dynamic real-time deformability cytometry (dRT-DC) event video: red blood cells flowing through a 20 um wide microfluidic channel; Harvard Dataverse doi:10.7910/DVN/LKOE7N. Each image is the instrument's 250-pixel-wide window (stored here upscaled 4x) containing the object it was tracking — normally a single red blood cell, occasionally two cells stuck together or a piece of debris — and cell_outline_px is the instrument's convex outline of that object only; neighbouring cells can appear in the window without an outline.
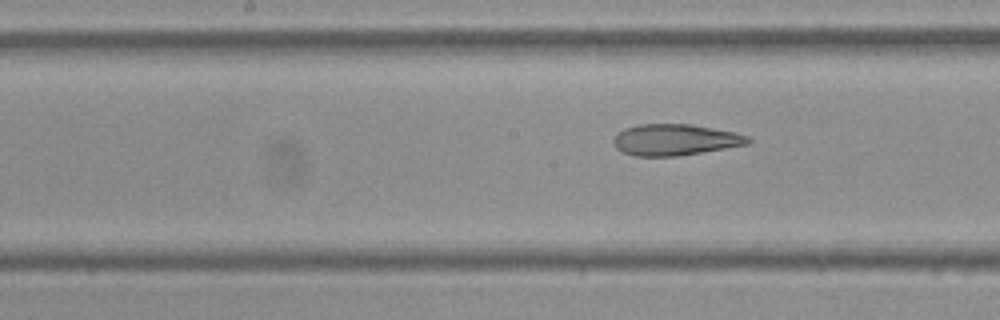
{"species": "Egyptian fruit bat (a non-hibernating species)", "species_latin": "Rousettus aegyptiacus", "temperature_condition": "cold", "stored_images_in_passage": 8, "segment_of_instrument_passage": [2, 2], "camera_frame_rate_fps": 3000, "um_per_image_px": 0.085, "frame": {"image": 1, "passage_image": 8, "time_ms": 2.333, "image_size_px": [1000, 320], "cell_outline_px": [[752, 140], [748, 144], [676, 156], [632, 156], [620, 152], [616, 148], [612, 140], [624, 128], [640, 124], [692, 124], [736, 132], [748, 136]], "centroid_in_image_um": [57.36, 11.88], "position_along_channel_um": 190.8, "area_um2": 24.51}}